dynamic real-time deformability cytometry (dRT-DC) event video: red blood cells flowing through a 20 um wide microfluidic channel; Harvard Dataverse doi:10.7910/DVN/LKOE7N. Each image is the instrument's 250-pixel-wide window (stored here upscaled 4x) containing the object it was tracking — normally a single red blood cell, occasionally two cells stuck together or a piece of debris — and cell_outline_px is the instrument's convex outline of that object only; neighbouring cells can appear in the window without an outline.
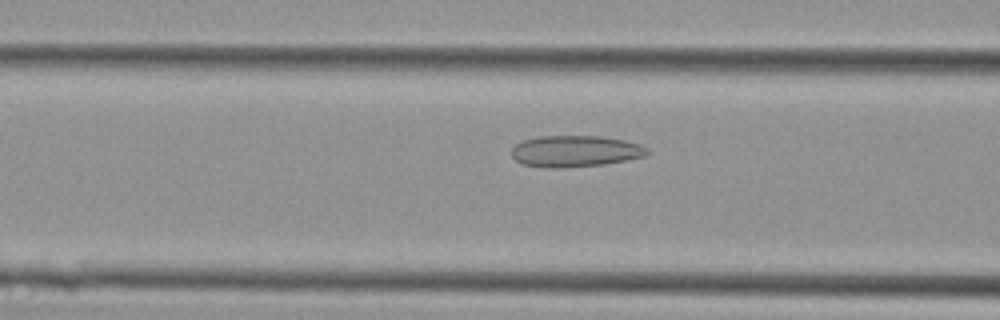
{"species": "Egyptian fruit bat (a non-hibernating species)", "species_latin": "Rousettus aegyptiacus", "temperature_condition": "cold", "stored_images_in_passage": 39, "camera_frame_rate_fps": 3000, "um_per_image_px": 0.085, "animal": {"sex": "female"}, "frame": {"image": 1, "passage_image": 13, "time_ms": 4.0, "image_size_px": [1000, 320], "cell_outline_px": [[652, 152], [644, 156], [604, 164], [560, 168], [544, 168], [524, 164], [516, 160], [512, 156], [512, 148], [516, 144], [524, 140], [540, 136], [600, 136], [624, 140], [640, 144], [648, 148]], "centroid_in_image_um": [48.91, 12.85], "position_along_channel_um": 117.7, "area_um2": 24.8}}
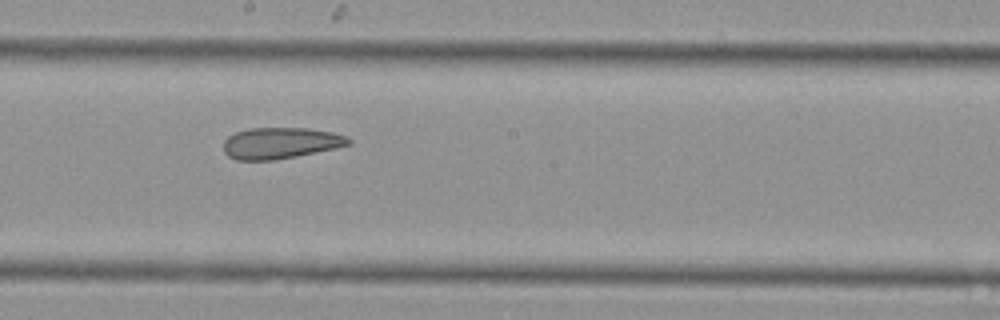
{"frame": {"image": 2, "passage_image": 20, "time_ms": 6.333, "image_size_px": [1000, 320], "cell_outline_px": [[352, 144], [336, 148], [296, 156], [272, 160], [236, 160], [228, 156], [224, 152], [224, 140], [228, 136], [236, 132], [248, 128], [308, 128], [332, 132], [348, 136], [352, 140]], "centroid_in_image_um": [23.86, 12.15], "position_along_channel_um": 224.3, "area_um2": 22.89}}
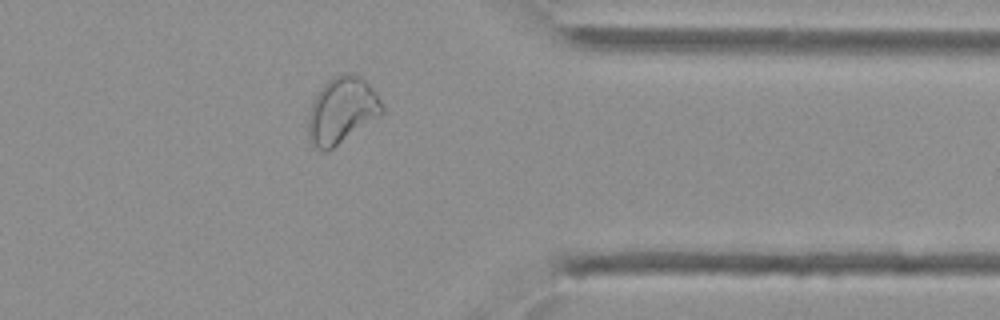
{"frame": {"image": 3, "passage_image": 31, "time_ms": 10.0, "image_size_px": [1000, 320], "cell_outline_px": [[384, 112], [380, 116], [328, 152], [324, 152], [316, 148], [308, 140], [308, 112], [320, 88], [332, 76], [344, 72], [356, 72], [376, 92], [384, 104]], "centroid_in_image_um": [29.06, 9.38], "position_along_channel_um": 382.3, "area_um2": 29.07}}